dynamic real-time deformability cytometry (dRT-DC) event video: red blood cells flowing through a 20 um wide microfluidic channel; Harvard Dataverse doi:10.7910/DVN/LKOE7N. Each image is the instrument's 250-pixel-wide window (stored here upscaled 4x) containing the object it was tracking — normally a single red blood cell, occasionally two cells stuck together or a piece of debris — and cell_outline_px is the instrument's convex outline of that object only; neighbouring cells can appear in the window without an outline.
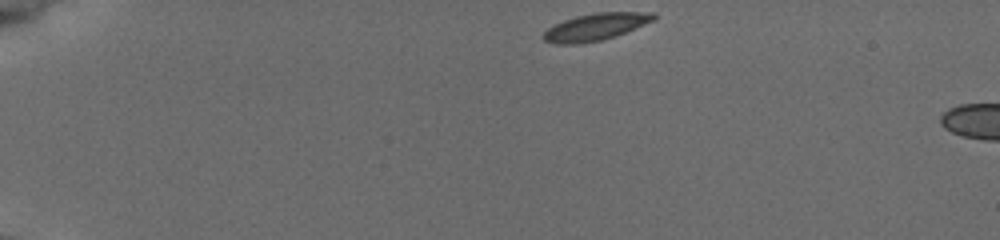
{"species": "common noctule bat (a hibernating species)", "species_latin": "Nyctalus noctula", "temperature_condition": "cold", "stored_images_in_passage": 4, "camera_frame_rate_fps": 3000, "um_per_image_px": 0.085, "animal": {"sex": "female", "body_mass_g": 19.5, "forearm_length_mm": 54.1}, "frame": {"image": 1, "passage_image": 1, "time_ms": 0.0, "image_size_px": [1000, 240], "cell_outline_px": [[656, 20], [616, 36], [600, 40], [576, 44], [556, 44], [544, 40], [544, 32], [548, 28], [564, 20], [576, 16], [596, 12], [656, 12]], "centroid_in_image_um": [50.68, 2.27], "position_along_channel_um": 34.3, "area_um2": 17.34}}